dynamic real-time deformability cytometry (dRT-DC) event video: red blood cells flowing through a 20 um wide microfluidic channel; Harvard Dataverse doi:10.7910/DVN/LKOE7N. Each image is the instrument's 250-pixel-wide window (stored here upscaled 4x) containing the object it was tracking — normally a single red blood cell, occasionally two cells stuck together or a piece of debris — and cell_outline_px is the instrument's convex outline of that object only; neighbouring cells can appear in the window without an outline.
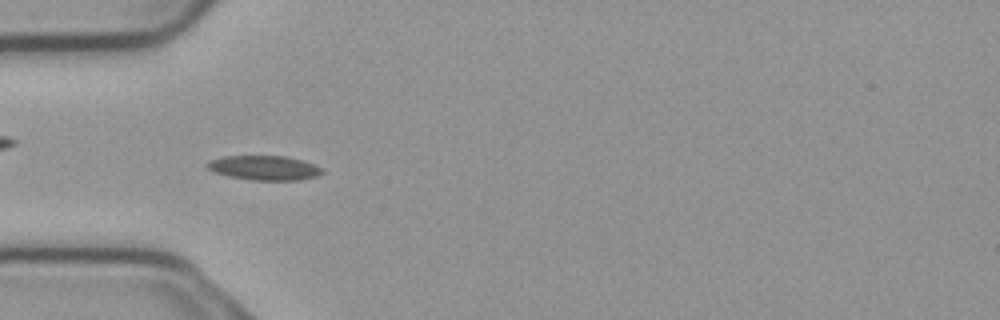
{"species": "common noctule bat (a hibernating species)", "species_latin": "Nyctalus noctula", "temperature_condition": "cold", "stored_images_in_passage": 56, "camera_frame_rate_fps": 3000, "um_per_image_px": 0.085, "animal": {"sex": "male", "body_mass_g": 23.1, "forearm_length_mm": 52.7}, "frame": {"image": 1, "passage_image": 18, "time_ms": 5.667, "image_size_px": [1000, 320], "cell_outline_px": [[324, 172], [316, 176], [300, 180], [252, 180], [228, 176], [216, 172], [208, 168], [204, 164], [208, 160], [224, 156], [284, 156], [304, 160], [324, 168]], "centroid_in_image_um": [22.48, 14.26], "position_along_channel_um": 62.5, "area_um2": 16.53}}
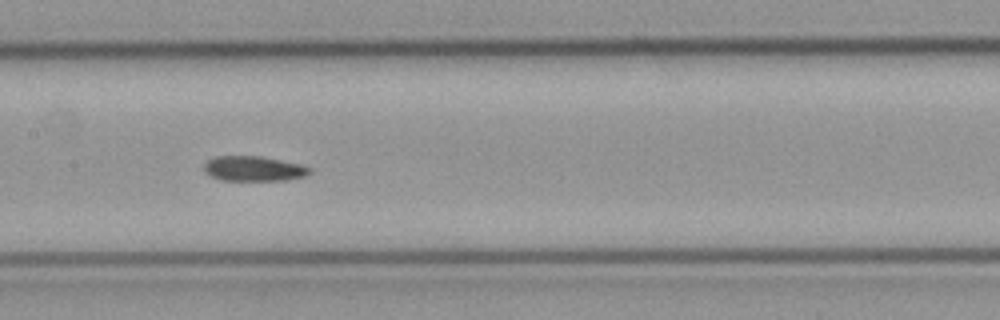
{"frame": {"image": 2, "passage_image": 28, "time_ms": 9.0, "image_size_px": [1000, 320], "cell_outline_px": [[312, 172], [304, 176], [284, 180], [220, 180], [204, 172], [204, 164], [208, 160], [216, 156], [260, 156], [300, 164], [312, 168]], "centroid_in_image_um": [21.56, 14.33], "position_along_channel_um": 185.8, "area_um2": 15.32}}
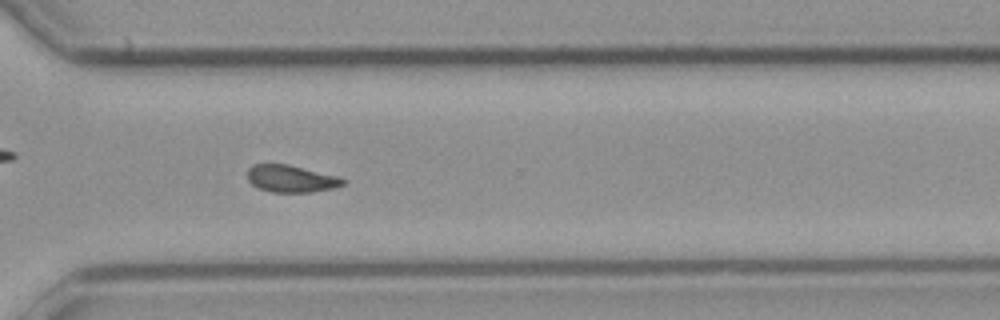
{"frame": {"image": 3, "passage_image": 41, "time_ms": 13.333, "image_size_px": [1000, 320], "cell_outline_px": [[348, 180], [344, 184], [336, 188], [312, 192], [272, 192], [260, 188], [252, 184], [248, 180], [248, 168], [252, 164], [288, 164], [336, 176]], "centroid_in_image_um": [24.76, 15.19], "position_along_channel_um": 345.8, "area_um2": 15.09}, "authors_computed_cell_mechanics": {"area_um2": 15.606, "velocity_mm_per_s": 3.7116, "shape_relaxation_time_tau1_ms": null, "shape_relaxation_time_tau2_ms": 4.7823, "deformation_change_tau1": null, "deformation_change_tau2": 0.1037}}